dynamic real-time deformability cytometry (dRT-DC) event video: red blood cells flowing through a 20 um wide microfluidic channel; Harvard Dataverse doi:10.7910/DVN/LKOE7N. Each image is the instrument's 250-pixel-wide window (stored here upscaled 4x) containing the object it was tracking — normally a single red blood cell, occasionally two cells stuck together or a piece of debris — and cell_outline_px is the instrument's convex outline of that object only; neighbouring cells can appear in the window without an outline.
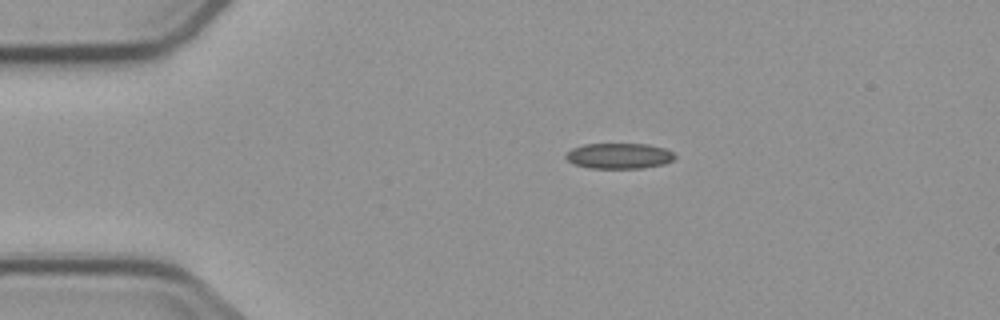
{"species": "common noctule bat (a hibernating species)", "species_latin": "Nyctalus noctula", "temperature_condition": "cold", "stored_images_in_passage": 4, "camera_frame_rate_fps": 3000, "um_per_image_px": 0.085, "animal": {"sex": "male", "body_mass_g": 23.1, "forearm_length_mm": 52.7}, "frame": {"image": 1, "passage_image": 2, "time_ms": 2.0, "image_size_px": [1000, 320], "cell_outline_px": [[676, 156], [672, 160], [664, 164], [640, 168], [588, 168], [572, 164], [564, 156], [572, 148], [584, 144], [648, 144], [664, 148], [672, 152]], "centroid_in_image_um": [52.59, 13.25], "position_along_channel_um": 32.4, "area_um2": 16.24}}
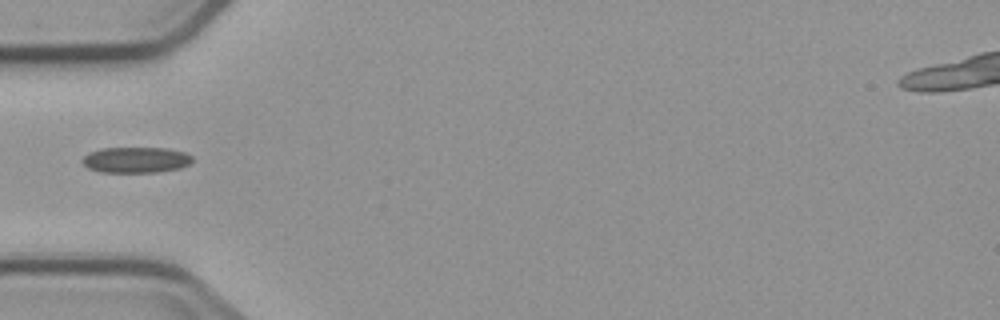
{"frame": {"image": 2, "passage_image": 4, "time_ms": 4.333, "image_size_px": [1000, 320], "cell_outline_px": [[192, 160], [188, 164], [180, 168], [156, 172], [100, 172], [88, 168], [80, 160], [88, 152], [100, 148], [164, 148], [184, 152], [192, 156]], "centroid_in_image_um": [11.5, 13.59], "position_along_channel_um": 73.5, "area_um2": 16.53}}